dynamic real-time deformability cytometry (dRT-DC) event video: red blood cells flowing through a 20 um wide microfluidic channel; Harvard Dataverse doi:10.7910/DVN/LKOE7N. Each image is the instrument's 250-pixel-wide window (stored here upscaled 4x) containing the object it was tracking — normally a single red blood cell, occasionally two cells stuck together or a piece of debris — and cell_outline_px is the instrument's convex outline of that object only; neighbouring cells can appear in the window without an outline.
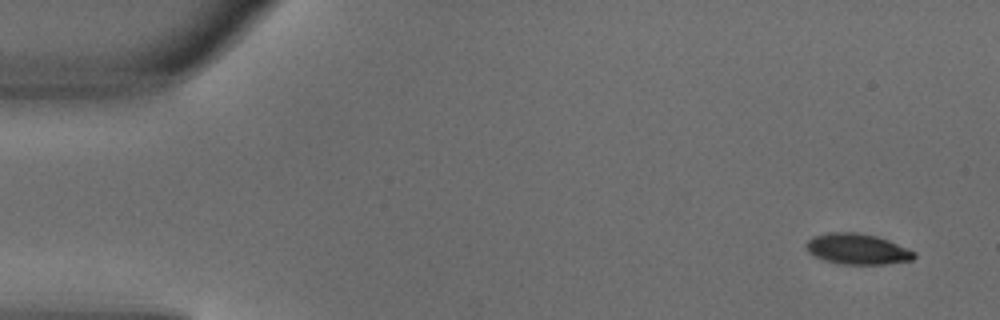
{"species": "common noctule bat (a hibernating species)", "species_latin": "Nyctalus noctula", "temperature_condition": "warm", "stored_images_in_passage": 4, "camera_frame_rate_fps": 3000, "um_per_image_px": 0.085, "animal": {"sex": "male", "body_mass_g": 18.8}, "frame": {"image": 1, "passage_image": 1, "time_ms": 0.0, "image_size_px": [1000, 320], "cell_outline_px": [[916, 256], [912, 260], [884, 264], [840, 264], [824, 260], [808, 252], [804, 244], [812, 236], [828, 232], [856, 232], [876, 236], [888, 240], [916, 252]], "centroid_in_image_um": [72.85, 21.16], "position_along_channel_um": 12.2, "area_um2": 19.36}}
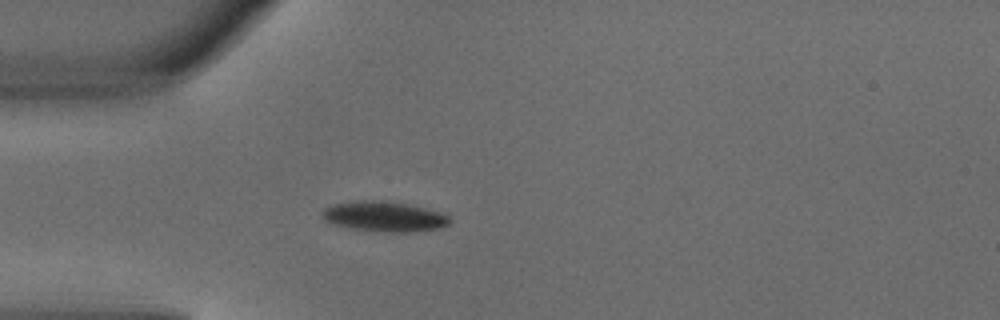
{"frame": {"image": 2, "passage_image": 4, "time_ms": 1.0, "image_size_px": [1000, 320], "cell_outline_px": [[452, 220], [448, 224], [440, 228], [416, 232], [392, 232], [352, 228], [336, 224], [324, 220], [320, 216], [320, 212], [324, 208], [332, 204], [356, 200], [380, 200], [408, 204], [440, 212], [448, 216]], "centroid_in_image_um": [32.64, 18.39], "position_along_channel_um": 52.4, "area_um2": 22.43}}